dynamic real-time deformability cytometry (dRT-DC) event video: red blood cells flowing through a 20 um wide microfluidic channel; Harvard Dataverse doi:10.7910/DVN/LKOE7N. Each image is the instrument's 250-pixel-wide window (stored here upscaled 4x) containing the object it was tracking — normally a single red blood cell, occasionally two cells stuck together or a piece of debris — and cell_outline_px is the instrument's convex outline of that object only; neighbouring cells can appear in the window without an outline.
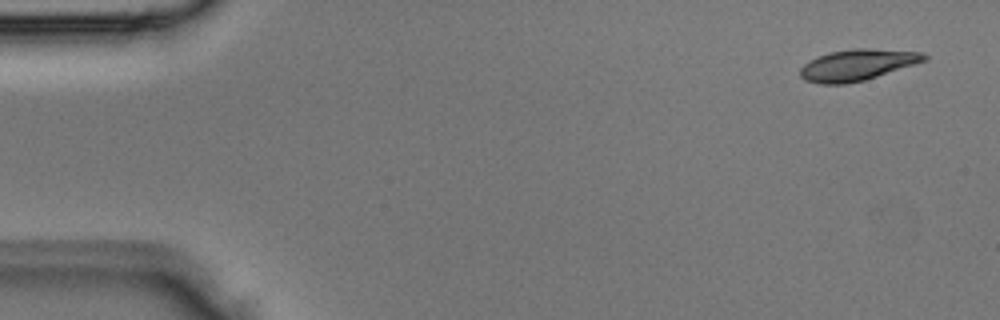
{"species": "Egyptian fruit bat (a non-hibernating species)", "species_latin": "Rousettus aegyptiacus", "temperature_condition": "room temperature", "stored_images_in_passage": 2, "segment_of_instrument_passage": [2, 2], "camera_frame_rate_fps": 3000, "um_per_image_px": 0.085, "animal": {"sex": "male"}, "frame": {"image": 1, "passage_image": 2, "time_ms": 0.333, "image_size_px": [1000, 320], "cell_outline_px": [[928, 60], [864, 80], [844, 84], [820, 84], [804, 80], [800, 76], [800, 68], [804, 64], [816, 56], [828, 52], [852, 48], [868, 48], [924, 52], [928, 56]], "centroid_in_image_um": [72.86, 5.5], "position_along_channel_um": 12.1, "area_um2": 22.72}}